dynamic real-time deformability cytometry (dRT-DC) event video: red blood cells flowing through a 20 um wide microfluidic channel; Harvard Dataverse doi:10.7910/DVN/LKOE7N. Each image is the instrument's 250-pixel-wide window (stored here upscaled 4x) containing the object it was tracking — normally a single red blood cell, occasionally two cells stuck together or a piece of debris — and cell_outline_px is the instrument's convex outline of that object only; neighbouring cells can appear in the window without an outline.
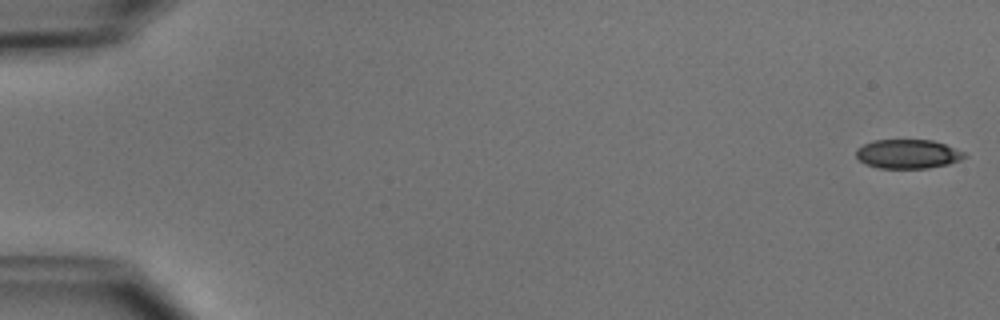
{"species": "common noctule bat (a hibernating species)", "species_latin": "Nyctalus noctula", "temperature_condition": "cold", "stored_images_in_passage": 52, "camera_frame_rate_fps": 3000, "um_per_image_px": 0.085, "animal": {"sex": "male", "body_mass_g": 15.6}, "frame": {"image": 1, "passage_image": 1, "time_ms": 0.0, "image_size_px": [1000, 320], "cell_outline_px": [[968, 156], [960, 160], [948, 164], [928, 168], [880, 168], [864, 164], [856, 156], [856, 148], [872, 140], [932, 140], [944, 144], [964, 152]], "centroid_in_image_um": [77.15, 13.09], "position_along_channel_um": 7.9, "area_um2": 18.38}}
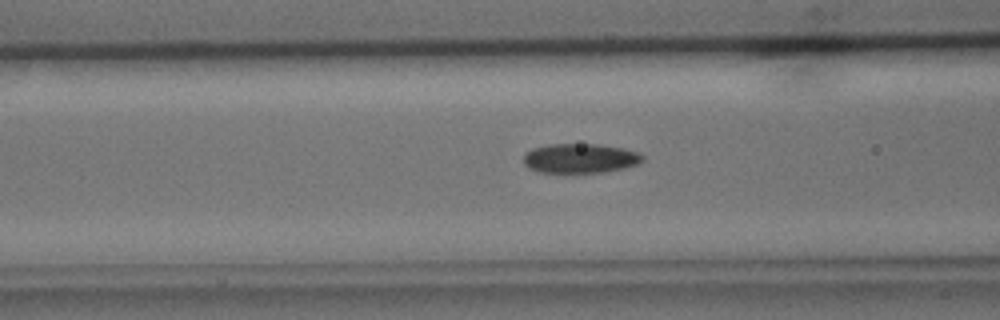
{"frame": {"image": 2, "passage_image": 21, "time_ms": 6.667, "image_size_px": [1000, 320], "cell_outline_px": [[644, 160], [640, 164], [624, 168], [604, 172], [536, 172], [528, 168], [524, 164], [524, 152], [532, 148], [548, 144], [600, 144], [624, 148], [640, 152], [644, 156]], "centroid_in_image_um": [49.33, 13.45], "position_along_channel_um": 117.3, "area_um2": 20.81}}
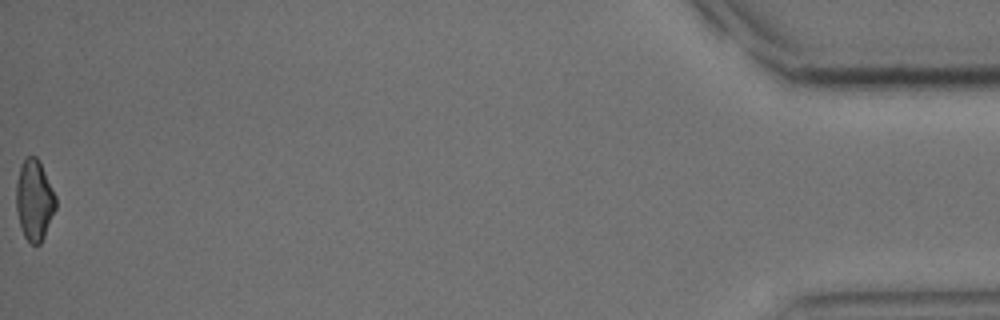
{"frame": {"image": 3, "passage_image": 52, "time_ms": 17.0, "image_size_px": [1000, 320], "cell_outline_px": [[56, 208], [44, 236], [40, 244], [32, 244], [24, 236], [16, 212], [16, 184], [20, 164], [28, 156], [36, 156], [56, 196]], "centroid_in_image_um": [2.9, 17.02], "position_along_channel_um": 432.3, "area_um2": 18.38}, "authors_computed_cell_mechanics": {"area_um2": 19.5364, "velocity_mm_per_s": 3.9354, "shape_relaxation_time_tau1_ms": 4.9533, "shape_relaxation_time_tau2_ms": 6.6406, "deformation_change_tau1": 0.1281, "deformation_change_tau2": 0.1209}}